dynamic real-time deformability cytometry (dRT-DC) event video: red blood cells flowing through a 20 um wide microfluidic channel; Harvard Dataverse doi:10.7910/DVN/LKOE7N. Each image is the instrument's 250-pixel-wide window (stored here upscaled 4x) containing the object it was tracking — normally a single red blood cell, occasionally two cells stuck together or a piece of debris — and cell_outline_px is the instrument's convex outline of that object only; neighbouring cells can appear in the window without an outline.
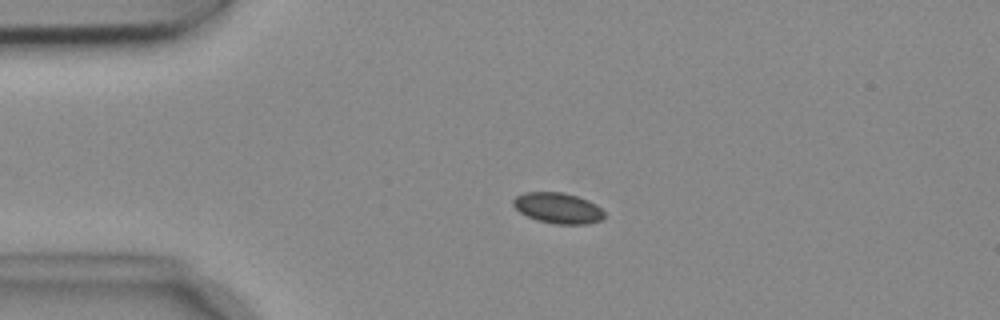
{"species": "common noctule bat (a hibernating species)", "species_latin": "Nyctalus noctula", "temperature_condition": "cold", "stored_images_in_passage": 43, "camera_frame_rate_fps": 3000, "um_per_image_px": 0.085, "animal": {"sex": "female", "body_mass_g": 18.4}, "frame": {"image": 1, "passage_image": 1, "time_ms": 0.0, "image_size_px": [1000, 320], "cell_outline_px": [[604, 220], [588, 224], [556, 224], [536, 220], [520, 212], [512, 204], [512, 200], [516, 196], [524, 192], [564, 192], [588, 200], [596, 204], [604, 212]], "centroid_in_image_um": [47.44, 17.69], "position_along_channel_um": 37.6, "area_um2": 16.42}}
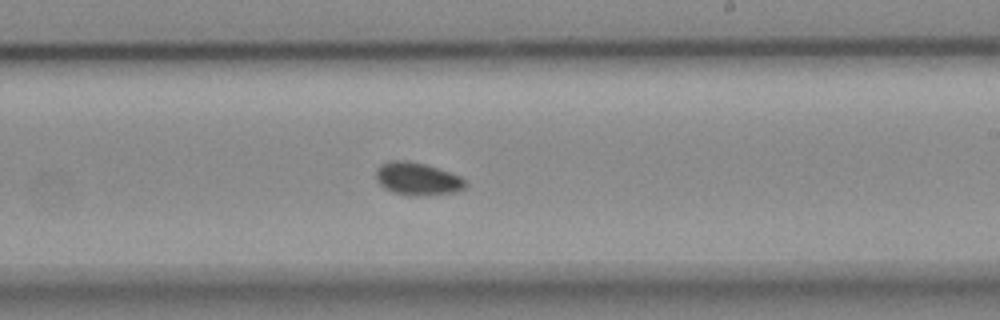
{"frame": {"image": 2, "passage_image": 21, "time_ms": 6.667, "image_size_px": [1000, 320], "cell_outline_px": [[468, 184], [464, 188], [456, 192], [428, 196], [408, 196], [392, 192], [384, 188], [376, 180], [376, 168], [380, 164], [388, 160], [408, 160], [424, 164], [460, 176]], "centroid_in_image_um": [35.45, 15.21], "position_along_channel_um": 253.6, "area_um2": 17.34}}
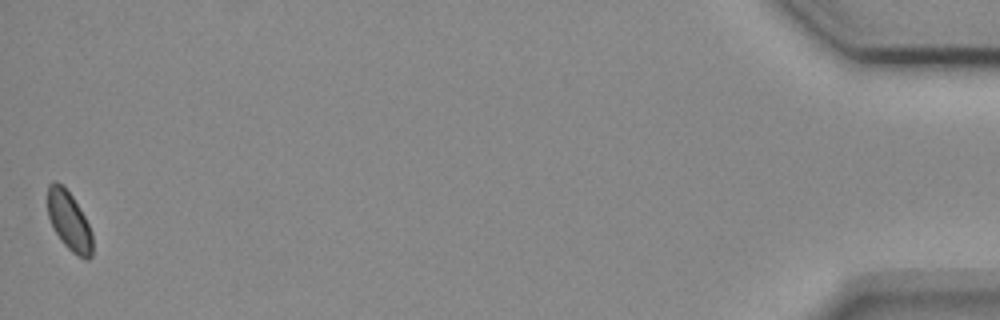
{"frame": {"image": 3, "passage_image": 43, "time_ms": 14.0, "image_size_px": [1000, 320], "cell_outline_px": [[92, 256], [88, 260], [84, 260], [72, 252], [60, 240], [48, 216], [48, 184], [56, 180], [64, 184], [72, 196], [84, 216], [92, 232]], "centroid_in_image_um": [5.88, 18.78], "position_along_channel_um": 429.3, "area_um2": 15.43}}